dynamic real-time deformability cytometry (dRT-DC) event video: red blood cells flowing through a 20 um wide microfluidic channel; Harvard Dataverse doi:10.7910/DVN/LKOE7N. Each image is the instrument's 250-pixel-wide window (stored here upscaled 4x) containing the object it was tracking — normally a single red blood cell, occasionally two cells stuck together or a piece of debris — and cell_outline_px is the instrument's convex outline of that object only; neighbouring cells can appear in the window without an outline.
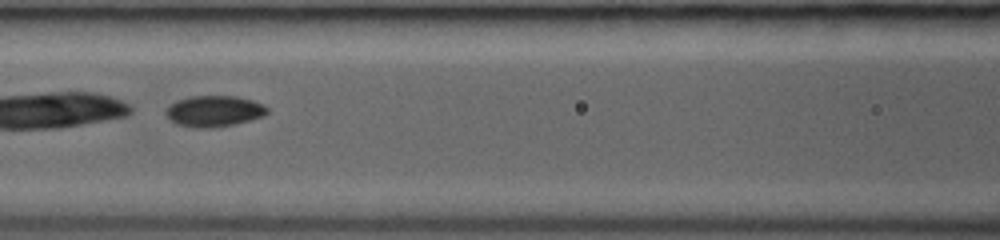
{"species": "common noctule bat (a hibernating species)", "species_latin": "Nyctalus noctula", "temperature_condition": "room temperature", "stored_images_in_passage": 17, "camera_frame_rate_fps": 3000, "um_per_image_px": 0.085, "animal": {"sex": "female", "body_mass_g": 19.0, "forearm_length_mm": 53.3}, "frame": {"image": 1, "passage_image": 14, "time_ms": 6.333, "image_size_px": [1000, 240], "cell_outline_px": [[268, 112], [264, 116], [236, 124], [212, 128], [192, 128], [176, 124], [164, 112], [176, 100], [192, 96], [236, 96], [252, 100], [264, 104], [268, 108]], "centroid_in_image_um": [18.23, 9.45], "position_along_channel_um": 148.4, "area_um2": 18.44}}
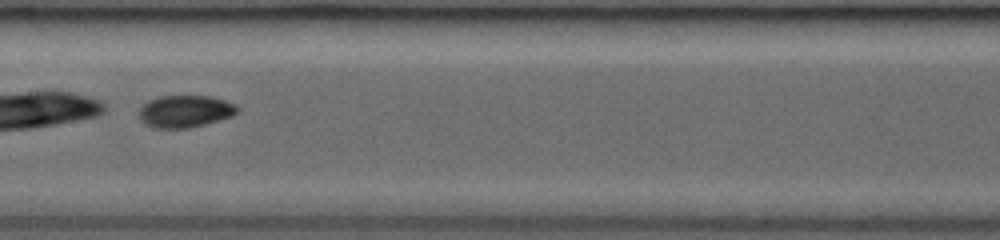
{"frame": {"image": 2, "passage_image": 16, "time_ms": 7.333, "image_size_px": [1000, 240], "cell_outline_px": [[240, 112], [232, 116], [204, 124], [188, 128], [152, 128], [144, 124], [140, 120], [140, 108], [148, 100], [160, 96], [208, 96], [224, 100], [236, 104], [240, 108]], "centroid_in_image_um": [15.74, 9.46], "position_along_channel_um": 191.7, "area_um2": 18.5}}